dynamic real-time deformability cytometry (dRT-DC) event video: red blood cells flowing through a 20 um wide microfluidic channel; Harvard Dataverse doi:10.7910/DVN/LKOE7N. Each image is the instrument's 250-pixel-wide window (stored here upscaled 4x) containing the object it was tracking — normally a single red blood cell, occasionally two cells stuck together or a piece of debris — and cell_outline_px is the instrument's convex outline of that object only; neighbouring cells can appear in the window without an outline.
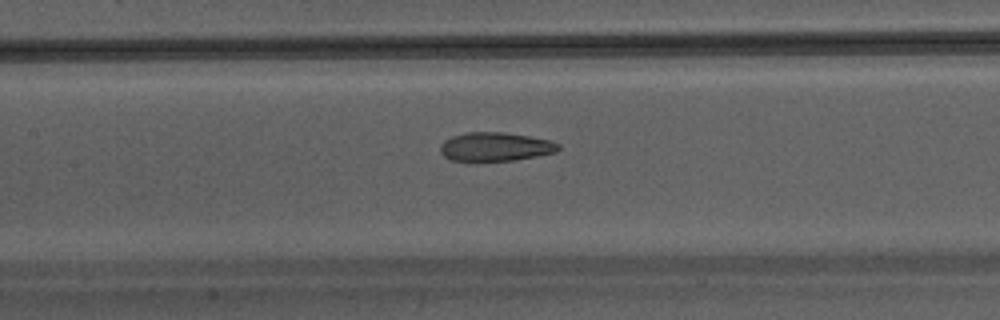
{"species": "Egyptian fruit bat (a non-hibernating species)", "species_latin": "Rousettus aegyptiacus", "temperature_condition": "warm", "stored_images_in_passage": 46, "camera_frame_rate_fps": 3000, "um_per_image_px": 0.085, "animal": {"sex": "male"}, "frame": {"image": 1, "passage_image": 23, "time_ms": 7.333, "image_size_px": [1000, 320], "cell_outline_px": [[560, 148], [556, 152], [516, 160], [452, 160], [444, 156], [440, 152], [440, 144], [444, 140], [452, 136], [468, 132], [504, 132], [552, 140], [560, 144]], "centroid_in_image_um": [42.12, 12.46], "position_along_channel_um": 165.3, "area_um2": 19.71}}
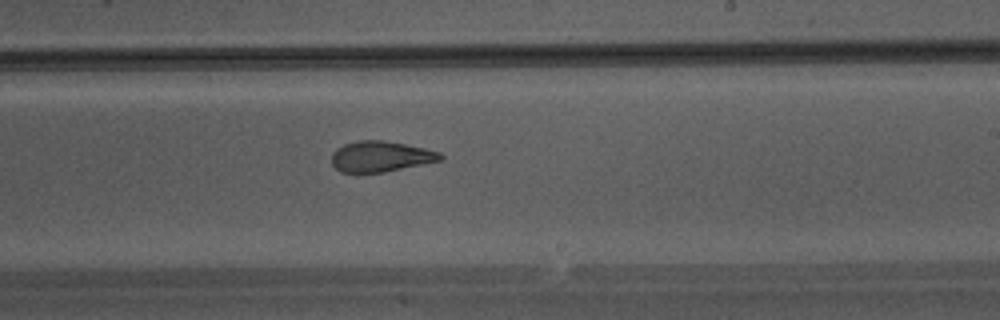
{"frame": {"image": 2, "passage_image": 29, "time_ms": 9.333, "image_size_px": [1000, 320], "cell_outline_px": [[444, 156], [440, 160], [384, 172], [340, 172], [332, 164], [332, 152], [336, 148], [344, 144], [360, 140], [384, 140], [424, 148], [440, 152]], "centroid_in_image_um": [32.32, 13.29], "position_along_channel_um": 256.7, "area_um2": 19.25}}
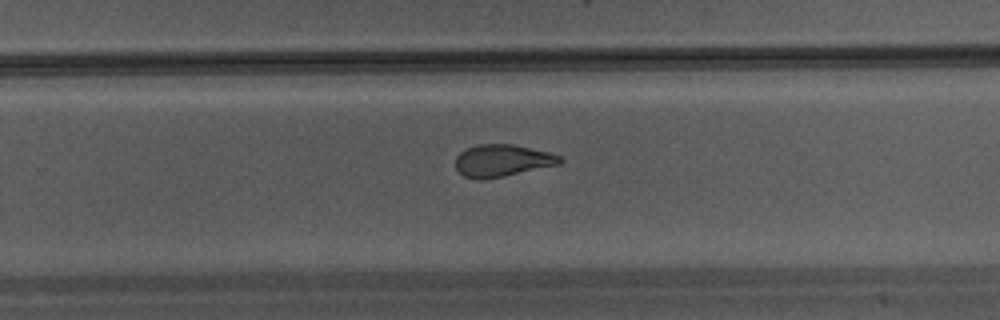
{"frame": {"image": 3, "passage_image": 31, "time_ms": 10.0, "image_size_px": [1000, 320], "cell_outline_px": [[564, 160], [560, 164], [504, 176], [464, 176], [456, 168], [456, 156], [460, 152], [468, 148], [480, 144], [512, 144], [548, 152], [560, 156]], "centroid_in_image_um": [42.74, 13.61], "position_along_channel_um": 287.1, "area_um2": 18.79}}